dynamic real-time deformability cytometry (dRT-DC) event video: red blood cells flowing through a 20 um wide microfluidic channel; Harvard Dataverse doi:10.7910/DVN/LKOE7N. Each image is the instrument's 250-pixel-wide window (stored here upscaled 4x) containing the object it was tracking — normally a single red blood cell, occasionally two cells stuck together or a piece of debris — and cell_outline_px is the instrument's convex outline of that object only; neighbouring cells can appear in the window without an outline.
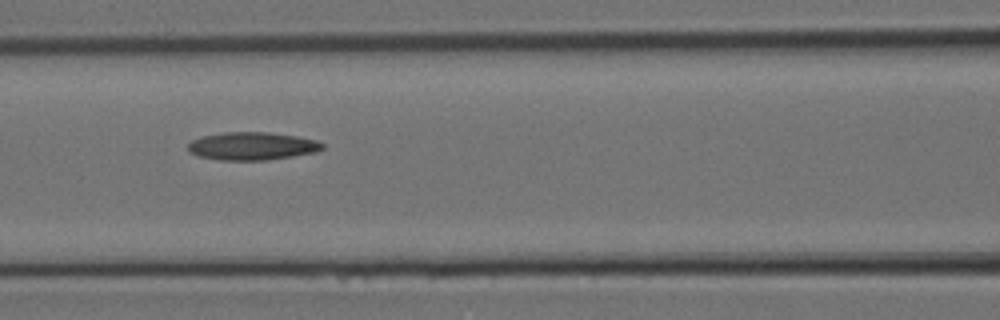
{"species": "Egyptian fruit bat (a non-hibernating species)", "species_latin": "Rousettus aegyptiacus", "temperature_condition": "room temperature", "stored_images_in_passage": 9, "segment_of_instrument_passage": [1, 2], "camera_frame_rate_fps": 3000, "um_per_image_px": 0.085, "animal": {"sex": "female"}, "frame": {"image": 1, "passage_image": 7, "time_ms": 2.0, "image_size_px": [1000, 320], "cell_outline_px": [[324, 148], [316, 152], [268, 160], [220, 160], [196, 156], [188, 152], [188, 144], [192, 140], [200, 136], [224, 132], [268, 132], [296, 136], [316, 140], [324, 144]], "centroid_in_image_um": [21.39, 12.42], "position_along_channel_um": 145.2, "area_um2": 22.02}}
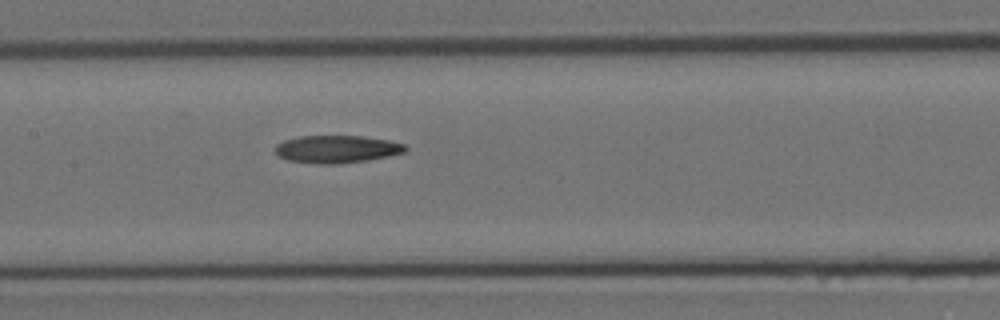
{"frame": {"image": 2, "passage_image": 8, "time_ms": 2.333, "image_size_px": [1000, 320], "cell_outline_px": [[408, 148], [404, 152], [388, 156], [368, 160], [336, 164], [320, 164], [288, 160], [280, 156], [276, 152], [276, 144], [284, 140], [300, 136], [364, 136], [388, 140], [404, 144]], "centroid_in_image_um": [28.64, 12.67], "position_along_channel_um": 178.8, "area_um2": 20.81}}